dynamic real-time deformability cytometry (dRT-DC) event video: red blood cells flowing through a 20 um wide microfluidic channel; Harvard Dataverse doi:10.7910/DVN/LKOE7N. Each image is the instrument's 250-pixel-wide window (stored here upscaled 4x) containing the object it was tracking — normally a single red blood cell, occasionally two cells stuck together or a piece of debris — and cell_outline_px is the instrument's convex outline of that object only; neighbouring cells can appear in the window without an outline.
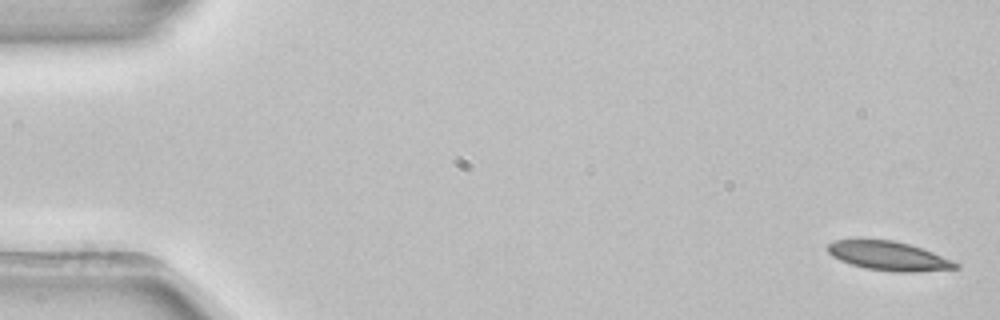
{"species": "common noctule bat (a hibernating species)", "species_latin": "Nyctalus noctula", "temperature_condition": "room temperature", "stored_images_in_passage": 5, "camera_frame_rate_fps": 3000, "um_per_image_px": 0.085, "animal": {"sex": "female", "body_mass_g": 22.7, "forearm_length_mm": 54.2}, "frame": {"image": 1, "passage_image": 1, "time_ms": 0.0, "image_size_px": [1000, 320], "cell_outline_px": [[960, 268], [916, 272], [896, 272], [864, 268], [840, 260], [832, 256], [824, 248], [828, 244], [836, 240], [860, 236], [896, 240], [932, 252], [960, 264]], "centroid_in_image_um": [75.44, 21.71], "position_along_channel_um": 9.6, "area_um2": 22.37}}
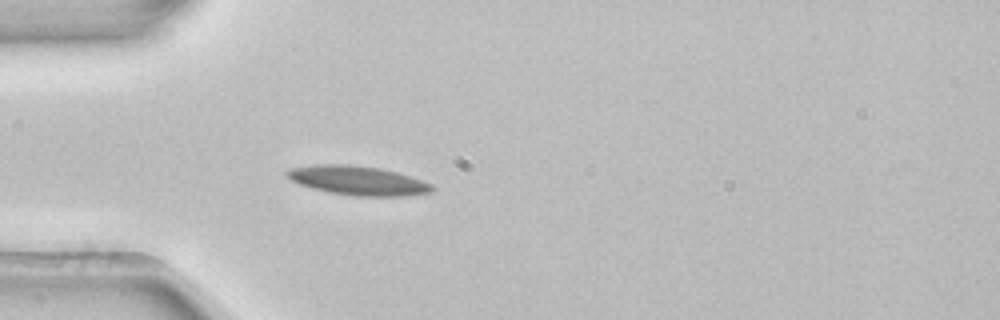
{"frame": {"image": 2, "passage_image": 5, "time_ms": 1.333, "image_size_px": [1000, 320], "cell_outline_px": [[436, 188], [432, 192], [404, 196], [356, 196], [328, 192], [312, 188], [300, 184], [292, 180], [284, 172], [288, 168], [312, 164], [352, 164], [380, 168], [396, 172], [432, 184]], "centroid_in_image_um": [30.39, 15.33], "position_along_channel_um": 54.6, "area_um2": 24.74}}